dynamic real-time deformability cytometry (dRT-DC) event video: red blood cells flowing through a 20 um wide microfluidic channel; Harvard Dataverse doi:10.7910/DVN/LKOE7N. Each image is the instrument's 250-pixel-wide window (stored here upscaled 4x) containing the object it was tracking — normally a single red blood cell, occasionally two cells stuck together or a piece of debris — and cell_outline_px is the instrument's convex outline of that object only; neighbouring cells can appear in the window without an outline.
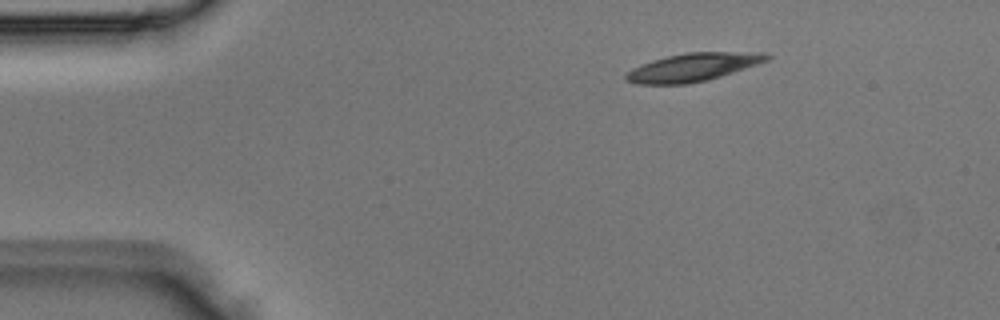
{"species": "Egyptian fruit bat (a non-hibernating species)", "species_latin": "Rousettus aegyptiacus", "temperature_condition": "room temperature", "stored_images_in_passage": 3, "camera_frame_rate_fps": 3000, "um_per_image_px": 0.085, "animal": {"sex": "male"}, "frame": {"image": 1, "passage_image": 1, "time_ms": 0.0, "image_size_px": [1000, 320], "cell_outline_px": [[772, 56], [768, 60], [708, 80], [688, 84], [636, 84], [624, 80], [624, 76], [632, 68], [652, 60], [668, 56], [688, 52], [764, 52]], "centroid_in_image_um": [58.87, 5.71], "position_along_channel_um": 26.1, "area_um2": 22.95}}
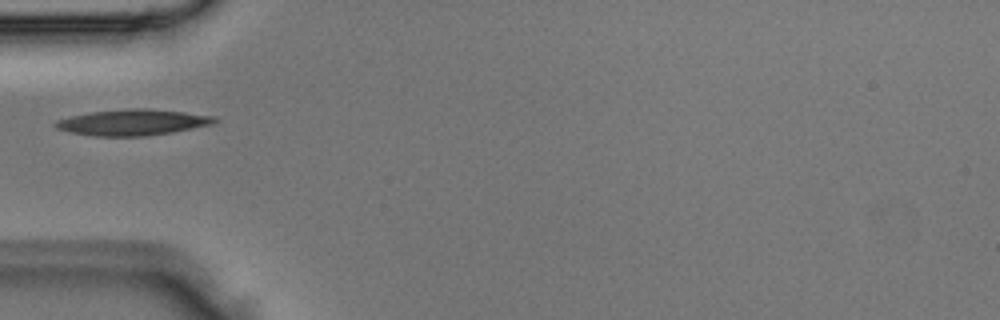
{"frame": {"image": 2, "passage_image": 3, "time_ms": 0.667, "image_size_px": [1000, 320], "cell_outline_px": [[220, 120], [212, 124], [172, 132], [148, 136], [92, 136], [72, 132], [56, 128], [52, 124], [56, 120], [68, 116], [92, 112], [128, 108], [144, 108], [184, 112], [216, 116]], "centroid_in_image_um": [11.27, 10.4], "position_along_channel_um": 73.7, "area_um2": 24.16}}